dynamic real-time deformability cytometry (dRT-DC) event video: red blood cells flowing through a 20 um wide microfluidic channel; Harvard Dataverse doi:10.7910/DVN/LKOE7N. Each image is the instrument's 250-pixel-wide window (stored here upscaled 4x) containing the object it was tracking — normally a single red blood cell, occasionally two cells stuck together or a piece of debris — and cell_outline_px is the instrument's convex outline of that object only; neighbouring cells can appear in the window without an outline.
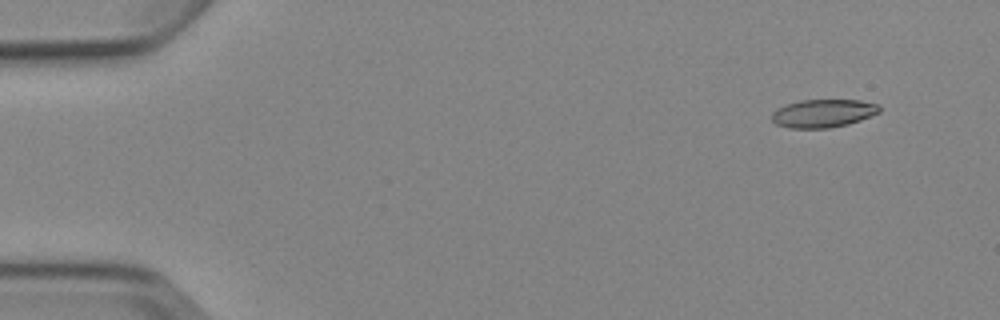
{"species": "Egyptian fruit bat (a non-hibernating species)", "species_latin": "Rousettus aegyptiacus", "temperature_condition": "cold", "stored_images_in_passage": 6, "camera_frame_rate_fps": 3000, "um_per_image_px": 0.085, "animal": {"sex": "female"}, "frame": {"image": 1, "passage_image": 1, "time_ms": 0.0, "image_size_px": [1000, 320], "cell_outline_px": [[880, 112], [860, 120], [848, 124], [828, 128], [788, 128], [776, 124], [772, 120], [772, 112], [776, 108], [800, 100], [860, 100], [880, 104]], "centroid_in_image_um": [69.97, 9.63], "position_along_channel_um": 15.0, "area_um2": 17.69}}
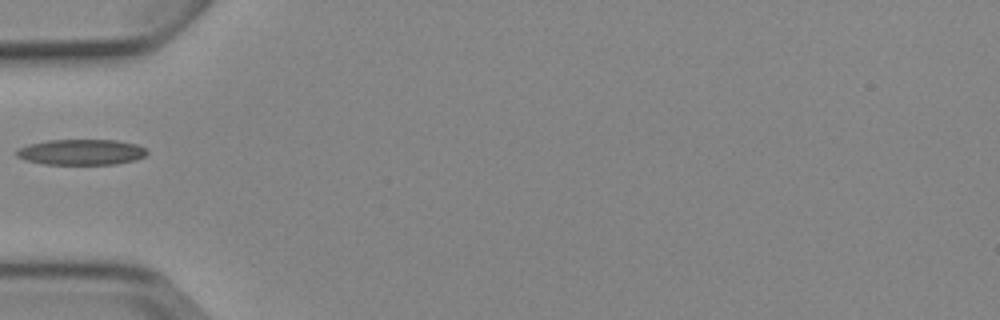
{"frame": {"image": 2, "passage_image": 5, "time_ms": 4.667, "image_size_px": [1000, 320], "cell_outline_px": [[148, 152], [144, 156], [136, 160], [116, 164], [44, 164], [24, 160], [16, 156], [16, 148], [28, 144], [48, 140], [116, 140], [136, 144], [144, 148]], "centroid_in_image_um": [6.87, 12.93], "position_along_channel_um": 78.1, "area_um2": 19.59}}
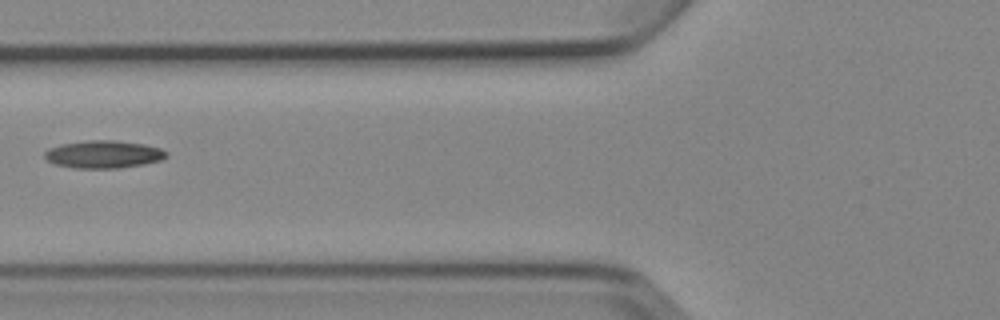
{"frame": {"image": 3, "passage_image": 6, "time_ms": 5.667, "image_size_px": [1000, 320], "cell_outline_px": [[168, 156], [160, 160], [144, 164], [116, 168], [76, 168], [56, 164], [48, 160], [44, 156], [44, 152], [48, 148], [60, 144], [88, 140], [116, 140], [144, 144], [160, 148], [168, 152]], "centroid_in_image_um": [8.81, 13.1], "position_along_channel_um": 117.0, "area_um2": 19.59}}